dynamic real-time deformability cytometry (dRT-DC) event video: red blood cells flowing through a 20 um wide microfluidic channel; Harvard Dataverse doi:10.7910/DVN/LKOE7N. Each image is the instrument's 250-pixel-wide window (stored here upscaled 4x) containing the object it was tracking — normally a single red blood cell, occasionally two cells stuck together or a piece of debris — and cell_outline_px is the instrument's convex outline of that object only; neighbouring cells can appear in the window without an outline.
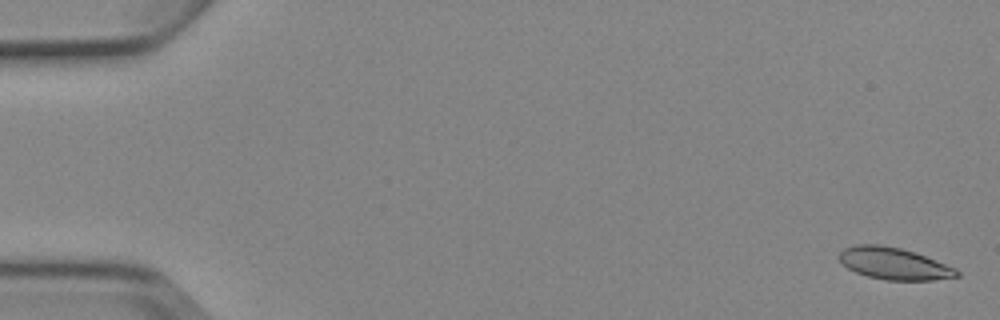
{"species": "Egyptian fruit bat (a non-hibernating species)", "species_latin": "Rousettus aegyptiacus", "temperature_condition": "cold", "stored_images_in_passage": 6, "camera_frame_rate_fps": 3000, "um_per_image_px": 0.085, "animal": {"sex": "female"}, "frame": {"image": 1, "passage_image": 1, "time_ms": 0.0, "image_size_px": [1000, 320], "cell_outline_px": [[960, 276], [932, 280], [884, 280], [868, 276], [856, 272], [848, 268], [840, 260], [840, 252], [844, 248], [856, 244], [876, 244], [900, 248], [916, 252], [956, 268], [960, 272]], "centroid_in_image_um": [76.02, 22.4], "position_along_channel_um": 9.0, "area_um2": 21.79}}
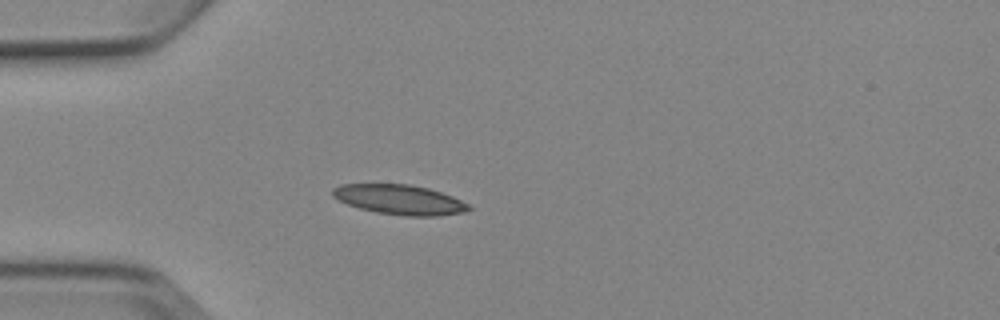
{"frame": {"image": 2, "passage_image": 5, "time_ms": 4.667, "image_size_px": [1000, 320], "cell_outline_px": [[472, 208], [464, 212], [436, 216], [404, 216], [376, 212], [360, 208], [348, 204], [332, 196], [332, 188], [340, 184], [408, 184], [428, 188], [452, 196], [468, 204]], "centroid_in_image_um": [33.95, 16.97], "position_along_channel_um": 51.0, "area_um2": 23.52}}